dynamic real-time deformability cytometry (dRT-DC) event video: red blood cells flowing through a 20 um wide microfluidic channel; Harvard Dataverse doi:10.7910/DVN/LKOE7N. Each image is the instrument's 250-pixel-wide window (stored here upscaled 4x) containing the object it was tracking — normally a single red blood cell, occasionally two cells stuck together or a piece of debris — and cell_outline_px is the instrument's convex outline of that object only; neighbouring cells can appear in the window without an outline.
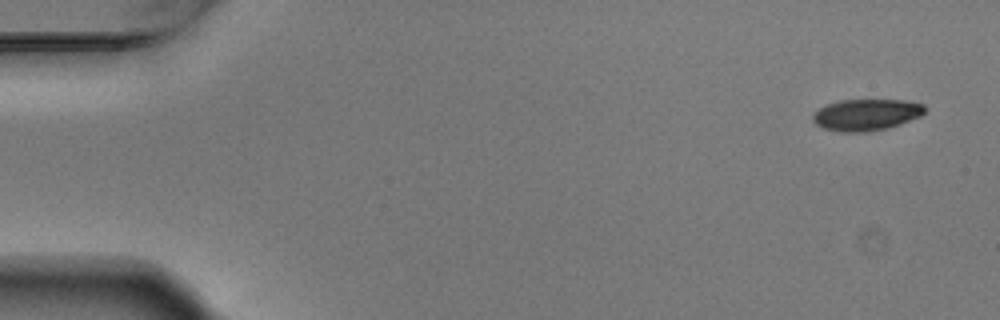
{"species": "Egyptian fruit bat (a non-hibernating species)", "species_latin": "Rousettus aegyptiacus", "temperature_condition": "warm", "stored_images_in_passage": 5, "camera_frame_rate_fps": 3000, "um_per_image_px": 0.085, "animal": {"sex": "male"}, "frame": {"image": 1, "passage_image": 1, "time_ms": 0.0, "image_size_px": [1000, 320], "cell_outline_px": [[928, 108], [920, 116], [900, 124], [888, 128], [868, 132], [840, 132], [824, 128], [816, 124], [812, 120], [812, 112], [828, 104], [840, 100], [904, 100], [924, 104]], "centroid_in_image_um": [73.64, 9.75], "position_along_channel_um": 11.4, "area_um2": 20.69}}
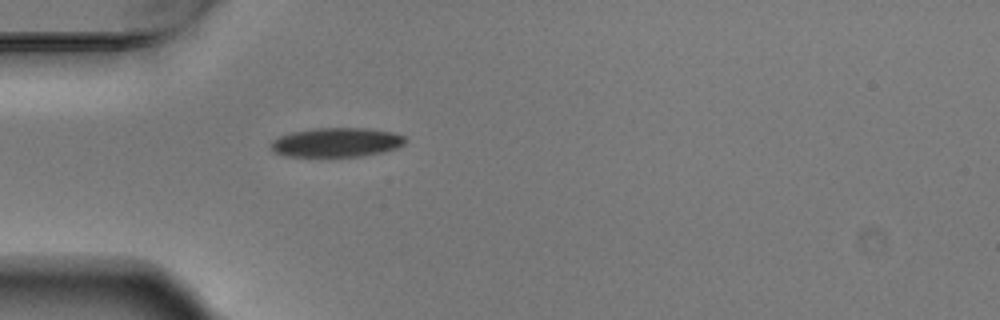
{"frame": {"image": 2, "passage_image": 5, "time_ms": 1.333, "image_size_px": [1000, 320], "cell_outline_px": [[408, 140], [400, 148], [384, 152], [360, 156], [284, 156], [272, 152], [272, 140], [280, 136], [292, 132], [312, 128], [368, 128], [396, 132], [404, 136]], "centroid_in_image_um": [28.66, 12.09], "position_along_channel_um": 56.3, "area_um2": 23.18}}